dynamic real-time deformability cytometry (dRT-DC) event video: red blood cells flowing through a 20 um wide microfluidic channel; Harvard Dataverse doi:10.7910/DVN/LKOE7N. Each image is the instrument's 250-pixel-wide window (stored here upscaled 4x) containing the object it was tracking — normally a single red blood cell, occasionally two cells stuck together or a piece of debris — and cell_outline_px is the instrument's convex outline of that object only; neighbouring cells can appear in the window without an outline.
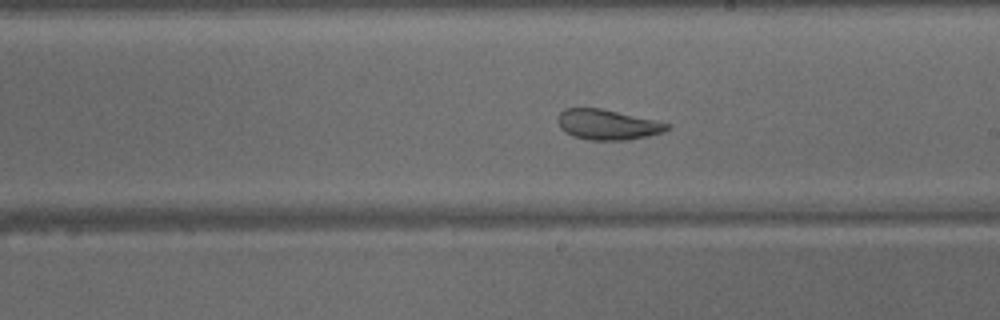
{"species": "common noctule bat (a hibernating species)", "species_latin": "Nyctalus noctula", "temperature_condition": "warm", "stored_images_in_passage": 38, "camera_frame_rate_fps": 3000, "um_per_image_px": 0.085, "animal": {"sex": "male", "body_mass_g": 15.6}, "frame": {"image": 1, "passage_image": 27, "time_ms": 8.667, "image_size_px": [1000, 320], "cell_outline_px": [[672, 128], [664, 132], [648, 136], [628, 140], [588, 140], [572, 136], [564, 132], [560, 128], [556, 120], [556, 116], [564, 108], [600, 108], [656, 120], [672, 124]], "centroid_in_image_um": [51.63, 10.59], "position_along_channel_um": 237.4, "area_um2": 19.65}}
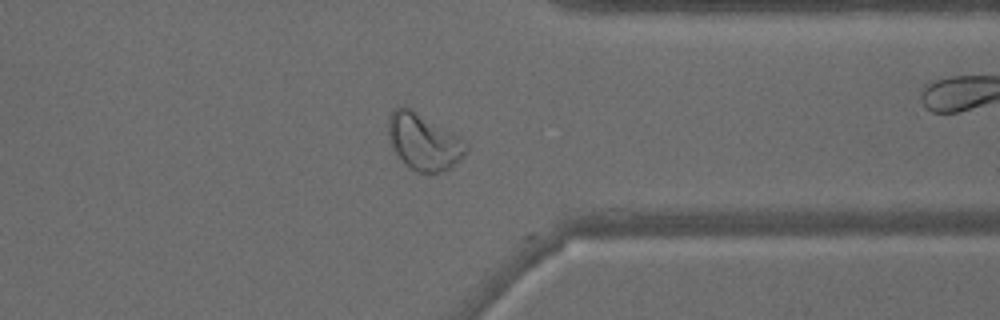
{"frame": {"image": 2, "passage_image": 37, "time_ms": 12.0, "image_size_px": [1000, 320], "cell_outline_px": [[468, 148], [460, 160], [452, 168], [440, 172], [416, 172], [392, 148], [388, 140], [388, 116], [400, 104], [404, 104], [412, 108], [460, 136], [468, 144]], "centroid_in_image_um": [36.02, 12.0], "position_along_channel_um": 375.4, "area_um2": 25.78}}